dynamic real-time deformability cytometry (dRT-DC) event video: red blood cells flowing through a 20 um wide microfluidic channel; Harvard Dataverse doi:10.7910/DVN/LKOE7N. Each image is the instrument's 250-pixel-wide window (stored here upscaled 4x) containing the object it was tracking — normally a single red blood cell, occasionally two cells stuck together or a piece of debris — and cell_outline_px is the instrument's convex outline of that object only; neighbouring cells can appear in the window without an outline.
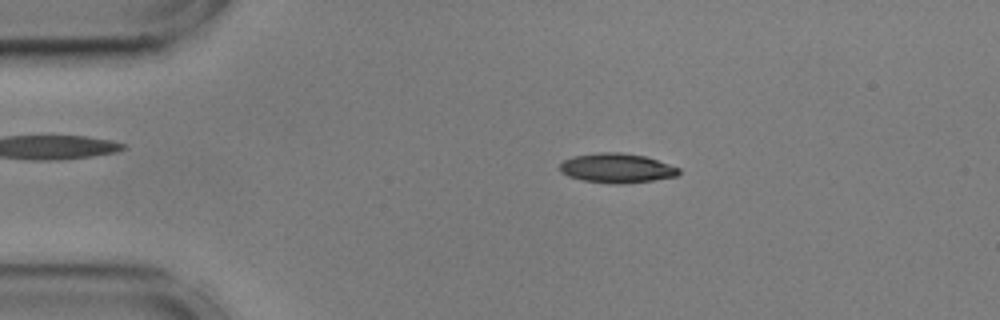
{"species": "common noctule bat (a hibernating species)", "species_latin": "Nyctalus noctula", "temperature_condition": "cold", "stored_images_in_passage": 50, "camera_frame_rate_fps": 3000, "um_per_image_px": 0.085, "animal": {"sex": "male", "body_mass_g": 17.9, "forearm_length_mm": 54.2}, "frame": {"image": 1, "passage_image": 5, "time_ms": 1.333, "image_size_px": [1000, 320], "cell_outline_px": [[680, 172], [676, 176], [652, 180], [620, 184], [584, 180], [568, 176], [560, 172], [560, 164], [564, 160], [572, 156], [600, 152], [620, 152], [644, 156], [680, 168]], "centroid_in_image_um": [52.4, 14.28], "position_along_channel_um": 32.6, "area_um2": 20.17}}
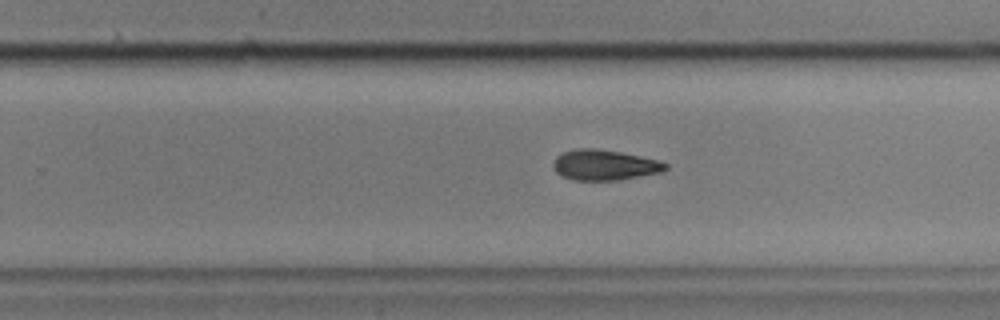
{"frame": {"image": 2, "passage_image": 29, "time_ms": 9.333, "image_size_px": [1000, 320], "cell_outline_px": [[668, 168], [664, 172], [616, 180], [572, 180], [560, 176], [552, 168], [552, 164], [556, 156], [564, 152], [576, 148], [596, 148], [620, 152], [660, 160], [668, 164]], "centroid_in_image_um": [51.37, 14.02], "position_along_channel_um": 278.4, "area_um2": 20.17}}
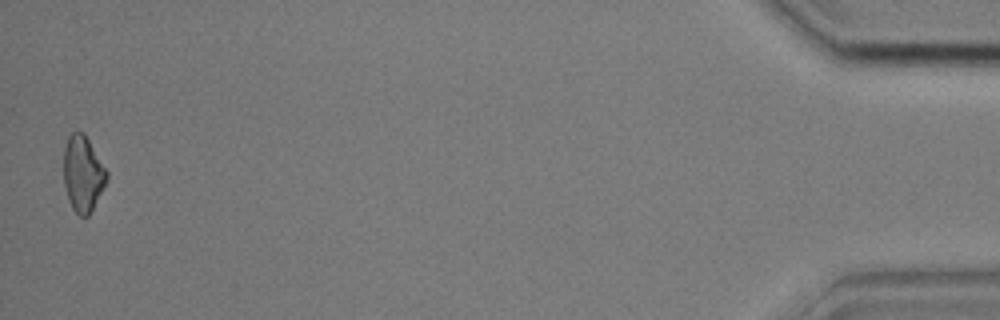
{"frame": {"image": 3, "passage_image": 49, "time_ms": 16.0, "image_size_px": [1000, 320], "cell_outline_px": [[108, 180], [88, 216], [80, 216], [72, 208], [68, 200], [64, 184], [64, 148], [68, 136], [72, 132], [84, 132], [108, 172]], "centroid_in_image_um": [7.04, 14.76], "position_along_channel_um": 428.2, "area_um2": 19.02}, "authors_computed_cell_mechanics": {"area_um2": 20.0855, "velocity_mm_per_s": 3.6003, "shape_relaxation_time_tau1_ms": 4.7804, "shape_relaxation_time_tau2_ms": null, "deformation_change_tau1": 0.1153, "deformation_change_tau2": null}}